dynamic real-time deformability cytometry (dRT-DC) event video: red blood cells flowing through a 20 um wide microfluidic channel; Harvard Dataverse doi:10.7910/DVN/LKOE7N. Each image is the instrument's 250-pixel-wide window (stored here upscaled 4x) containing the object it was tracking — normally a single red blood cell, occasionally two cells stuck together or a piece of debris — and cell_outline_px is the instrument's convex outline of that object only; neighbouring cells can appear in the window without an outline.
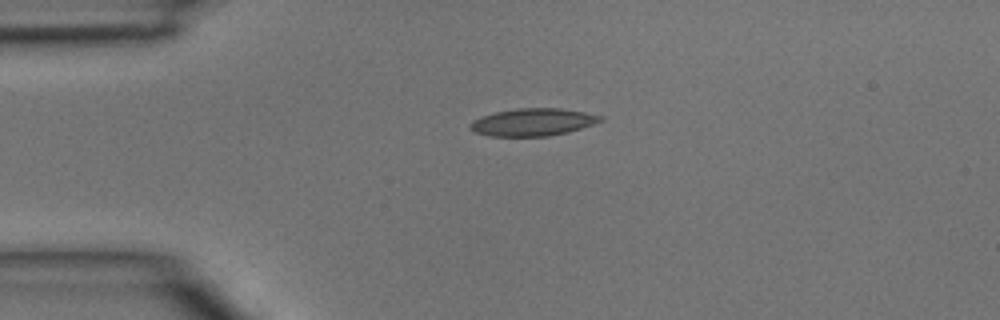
{"species": "common noctule bat (a hibernating species)", "species_latin": "Nyctalus noctula", "temperature_condition": "room temperature", "stored_images_in_passage": 2, "camera_frame_rate_fps": 3000, "um_per_image_px": 0.085, "animal": {"sex": "male", "body_mass_g": 15.6}, "frame": {"image": 1, "passage_image": 1, "time_ms": 0.0, "image_size_px": [1000, 320], "cell_outline_px": [[604, 120], [568, 132], [548, 136], [488, 136], [476, 132], [468, 128], [472, 120], [496, 112], [516, 108], [560, 108], [584, 112], [604, 116]], "centroid_in_image_um": [45.3, 10.38], "position_along_channel_um": 39.7, "area_um2": 20.75}}
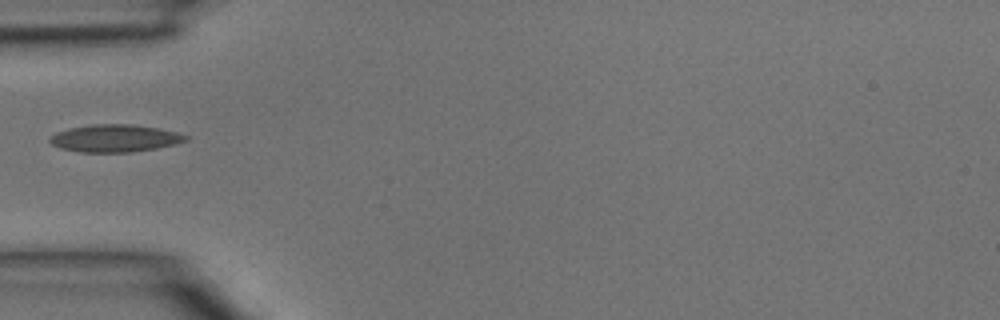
{"frame": {"image": 2, "passage_image": 2, "time_ms": 0.333, "image_size_px": [1000, 320], "cell_outline_px": [[188, 140], [176, 144], [156, 148], [132, 152], [80, 152], [60, 148], [52, 144], [48, 140], [56, 132], [68, 128], [96, 124], [132, 124], [156, 128], [176, 132], [188, 136]], "centroid_in_image_um": [9.76, 11.75], "position_along_channel_um": 75.2, "area_um2": 21.62}}